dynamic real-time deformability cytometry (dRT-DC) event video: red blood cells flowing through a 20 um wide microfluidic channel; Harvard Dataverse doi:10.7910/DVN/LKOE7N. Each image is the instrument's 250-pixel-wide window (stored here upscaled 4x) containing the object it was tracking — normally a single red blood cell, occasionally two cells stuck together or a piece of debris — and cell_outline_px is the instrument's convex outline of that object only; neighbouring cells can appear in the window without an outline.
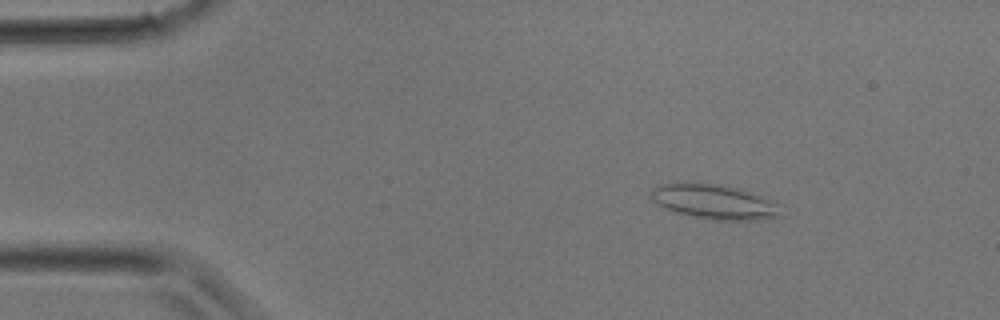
{"species": "common noctule bat (a hibernating species)", "species_latin": "Nyctalus noctula", "temperature_condition": "room temperature", "stored_images_in_passage": 3, "camera_frame_rate_fps": 3000, "um_per_image_px": 0.085, "animal": {"sex": "male", "body_mass_g": 17.9}, "frame": {"image": 1, "passage_image": 2, "time_ms": 0.333, "image_size_px": [1000, 320], "cell_outline_px": [[784, 216], [756, 220], [712, 220], [676, 212], [664, 208], [656, 204], [652, 200], [652, 188], [660, 184], [724, 184], [752, 192], [784, 204]], "centroid_in_image_um": [60.87, 17.17], "position_along_channel_um": 24.1, "area_um2": 26.53}}